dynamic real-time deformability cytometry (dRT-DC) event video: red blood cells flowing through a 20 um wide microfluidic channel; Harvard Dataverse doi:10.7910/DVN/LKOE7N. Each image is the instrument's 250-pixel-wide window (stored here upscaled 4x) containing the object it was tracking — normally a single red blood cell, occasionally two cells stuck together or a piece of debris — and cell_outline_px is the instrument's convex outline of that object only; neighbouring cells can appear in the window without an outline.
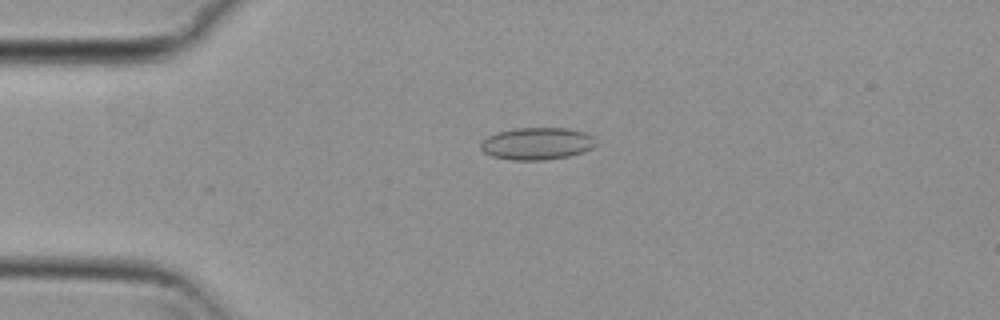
{"species": "common noctule bat (a hibernating species)", "species_latin": "Nyctalus noctula", "temperature_condition": "cold", "stored_images_in_passage": 55, "camera_frame_rate_fps": 3000, "um_per_image_px": 0.085, "animal": {"sex": "female", "body_mass_g": 29.2, "forearm_length_mm": 56.3}, "frame": {"image": 1, "passage_image": 13, "time_ms": 4.0, "image_size_px": [1000, 320], "cell_outline_px": [[596, 144], [592, 148], [568, 156], [544, 160], [512, 160], [492, 156], [484, 152], [480, 148], [480, 144], [488, 136], [496, 132], [516, 128], [568, 128], [584, 132], [592, 136]], "centroid_in_image_um": [45.62, 12.2], "position_along_channel_um": 39.4, "area_um2": 21.5}}
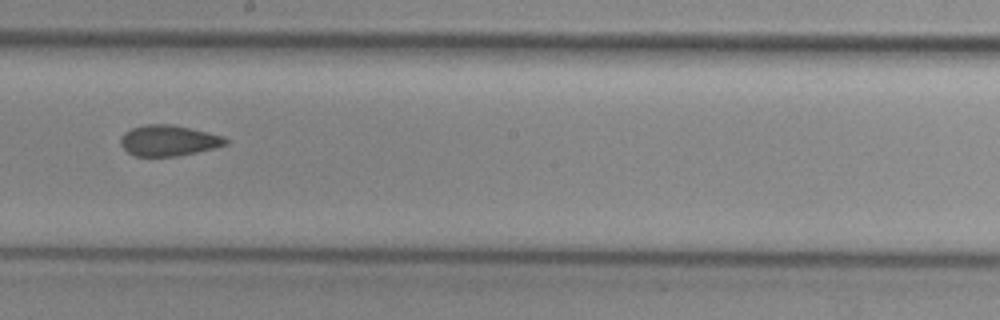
{"frame": {"image": 2, "passage_image": 31, "time_ms": 10.0, "image_size_px": [1000, 320], "cell_outline_px": [[228, 144], [196, 152], [176, 156], [132, 156], [120, 144], [120, 136], [124, 132], [132, 128], [144, 124], [172, 124], [208, 132], [224, 136], [228, 140]], "centroid_in_image_um": [14.3, 11.94], "position_along_channel_um": 233.9, "area_um2": 18.9}}
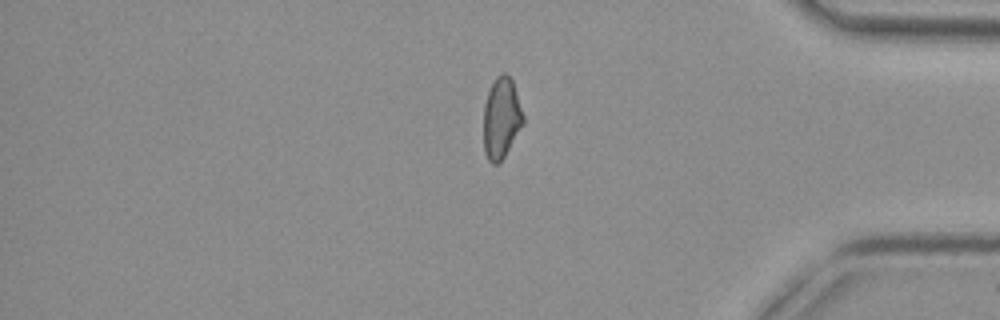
{"frame": {"image": 3, "passage_image": 46, "time_ms": 15.0, "image_size_px": [1000, 320], "cell_outline_px": [[524, 124], [504, 156], [496, 164], [492, 164], [488, 160], [484, 152], [484, 104], [488, 92], [496, 76], [500, 72], [504, 72], [512, 80], [524, 116]], "centroid_in_image_um": [42.61, 10.03], "position_along_channel_um": 392.6, "area_um2": 18.61}, "authors_computed_cell_mechanics": {"area_um2": 19.4786, "velocity_mm_per_s": 3.7198, "shape_relaxation_time_tau1_ms": null, "shape_relaxation_time_tau2_ms": 3.5867, "deformation_change_tau1": null, "deformation_change_tau2": 0.1045}}